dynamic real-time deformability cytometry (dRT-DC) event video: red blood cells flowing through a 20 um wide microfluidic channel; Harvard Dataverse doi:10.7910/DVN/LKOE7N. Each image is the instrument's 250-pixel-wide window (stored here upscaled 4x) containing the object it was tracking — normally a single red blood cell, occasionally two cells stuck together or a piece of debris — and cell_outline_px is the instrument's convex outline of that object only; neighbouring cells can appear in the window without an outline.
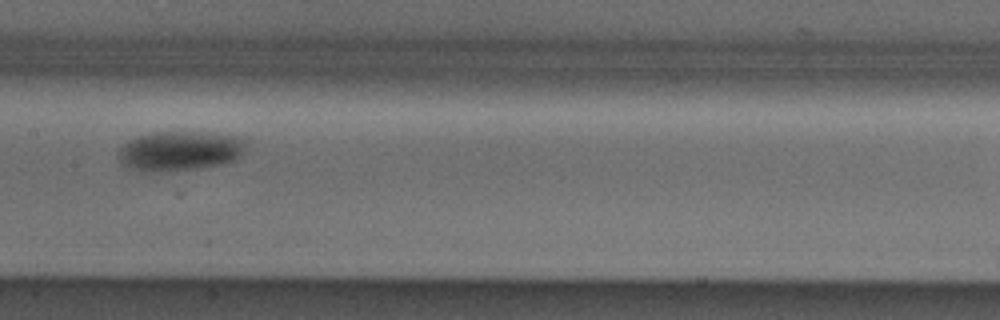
{"species": "Egyptian fruit bat (a non-hibernating species)", "species_latin": "Rousettus aegyptiacus", "temperature_condition": "cold", "stored_images_in_passage": 5, "camera_frame_rate_fps": 3000, "um_per_image_px": 0.085, "animal": {"sex": "male"}, "frame": {"image": 1, "passage_image": 5, "time_ms": 1.333, "image_size_px": [1000, 320], "cell_outline_px": [[248, 144], [240, 156], [236, 160], [220, 164], [200, 168], [156, 172], [140, 172], [128, 168], [120, 164], [120, 148], [128, 140], [136, 136], [152, 132], [212, 132], [248, 136]], "centroid_in_image_um": [15.36, 12.81], "position_along_channel_um": 192.0, "area_um2": 30.35}}